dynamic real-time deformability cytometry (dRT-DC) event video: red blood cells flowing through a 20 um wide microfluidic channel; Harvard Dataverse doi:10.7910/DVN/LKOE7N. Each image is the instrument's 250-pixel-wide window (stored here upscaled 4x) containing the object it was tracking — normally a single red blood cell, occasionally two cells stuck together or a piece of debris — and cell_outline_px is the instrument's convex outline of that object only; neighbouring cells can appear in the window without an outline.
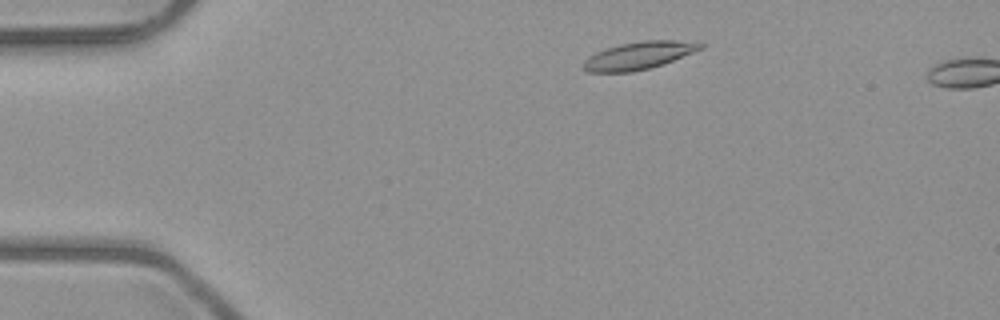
{"species": "common noctule bat (a hibernating species)", "species_latin": "Nyctalus noctula", "temperature_condition": "room temperature", "stored_images_in_passage": 6, "camera_frame_rate_fps": 3000, "um_per_image_px": 0.085, "animal": {"sex": "male", "body_mass_g": 23.1, "forearm_length_mm": 52.7}, "frame": {"image": 1, "passage_image": 1, "time_ms": 0.0, "image_size_px": [1000, 320], "cell_outline_px": [[704, 48], [672, 60], [648, 68], [632, 72], [588, 72], [580, 68], [584, 60], [588, 56], [596, 52], [620, 44], [640, 40], [700, 40], [704, 44]], "centroid_in_image_um": [54.31, 4.7], "position_along_channel_um": 30.7, "area_um2": 19.02}}
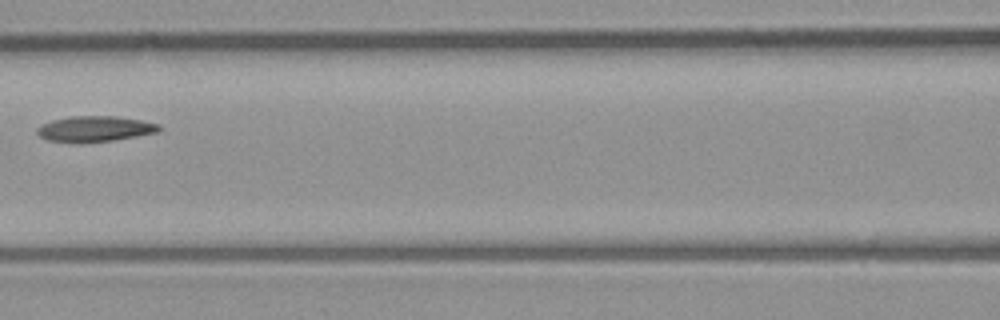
{"frame": {"image": 2, "passage_image": 5, "time_ms": 4.667, "image_size_px": [1000, 320], "cell_outline_px": [[160, 128], [156, 132], [136, 136], [112, 140], [80, 144], [72, 144], [48, 140], [40, 136], [36, 132], [36, 128], [40, 124], [52, 120], [72, 116], [116, 116], [140, 120], [160, 124]], "centroid_in_image_um": [7.98, 10.97], "position_along_channel_um": 158.6, "area_um2": 18.44}}
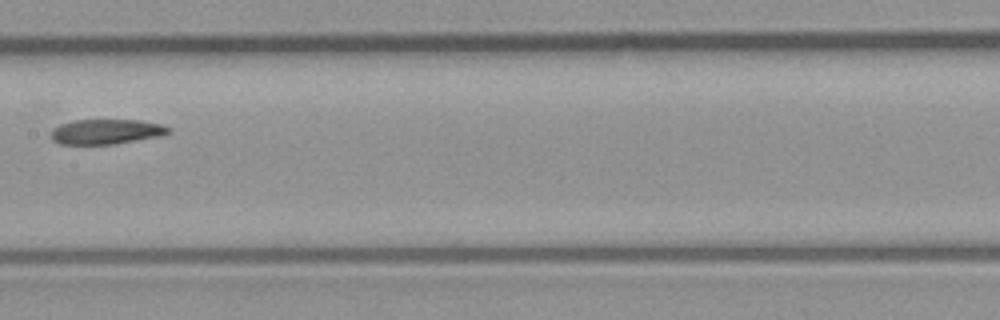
{"frame": {"image": 3, "passage_image": 6, "time_ms": 5.667, "image_size_px": [1000, 320], "cell_outline_px": [[172, 132], [160, 136], [112, 144], [60, 144], [52, 140], [52, 132], [60, 124], [72, 120], [140, 120], [160, 124], [172, 128]], "centroid_in_image_um": [9.07, 11.18], "position_along_channel_um": 198.3, "area_um2": 16.99}}